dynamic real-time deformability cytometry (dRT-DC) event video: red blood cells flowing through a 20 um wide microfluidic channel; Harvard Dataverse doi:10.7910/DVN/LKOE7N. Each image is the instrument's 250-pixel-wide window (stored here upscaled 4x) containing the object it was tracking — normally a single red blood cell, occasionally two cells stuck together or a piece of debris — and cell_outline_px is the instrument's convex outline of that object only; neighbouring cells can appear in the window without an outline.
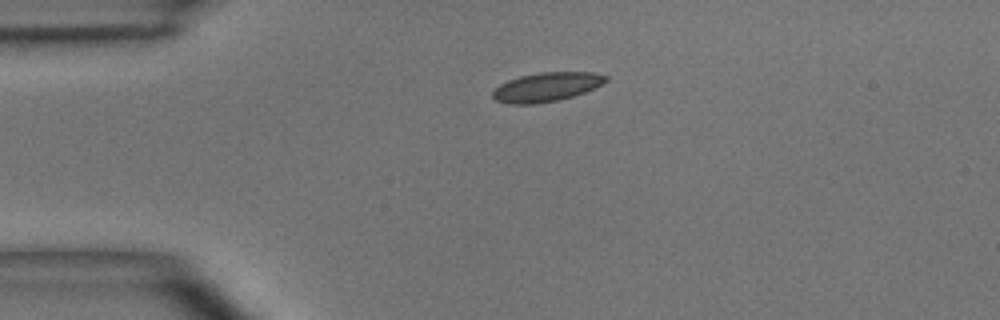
{"species": "common noctule bat (a hibernating species)", "species_latin": "Nyctalus noctula", "temperature_condition": "room temperature", "stored_images_in_passage": 8, "camera_frame_rate_fps": 3000, "um_per_image_px": 0.085, "animal": {"sex": "male", "body_mass_g": 15.6}, "frame": {"image": 1, "passage_image": 1, "time_ms": 0.0, "image_size_px": [1000, 320], "cell_outline_px": [[608, 80], [604, 84], [584, 92], [560, 100], [532, 104], [508, 104], [496, 100], [492, 96], [492, 92], [500, 84], [508, 80], [520, 76], [540, 72], [596, 72], [608, 76]], "centroid_in_image_um": [46.48, 7.39], "position_along_channel_um": 38.5, "area_um2": 19.25}}
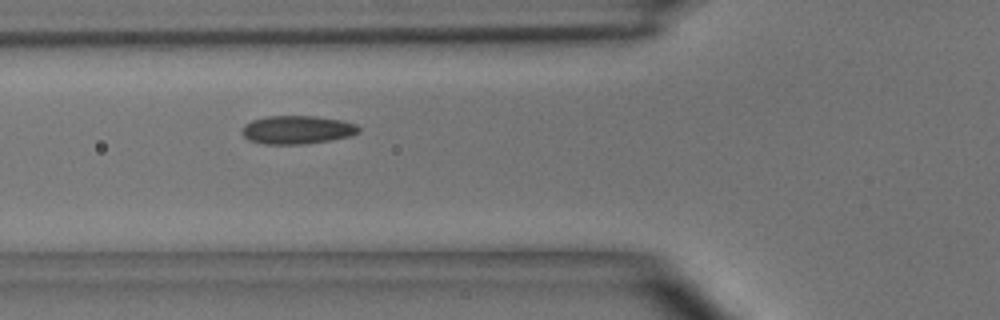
{"frame": {"image": 2, "passage_image": 3, "time_ms": 2.333, "image_size_px": [1000, 320], "cell_outline_px": [[360, 132], [352, 136], [304, 144], [264, 144], [248, 140], [240, 132], [240, 128], [244, 124], [252, 120], [268, 116], [316, 116], [340, 120], [356, 124], [360, 128]], "centroid_in_image_um": [25.23, 11.03], "position_along_channel_um": 100.6, "area_um2": 19.42}}